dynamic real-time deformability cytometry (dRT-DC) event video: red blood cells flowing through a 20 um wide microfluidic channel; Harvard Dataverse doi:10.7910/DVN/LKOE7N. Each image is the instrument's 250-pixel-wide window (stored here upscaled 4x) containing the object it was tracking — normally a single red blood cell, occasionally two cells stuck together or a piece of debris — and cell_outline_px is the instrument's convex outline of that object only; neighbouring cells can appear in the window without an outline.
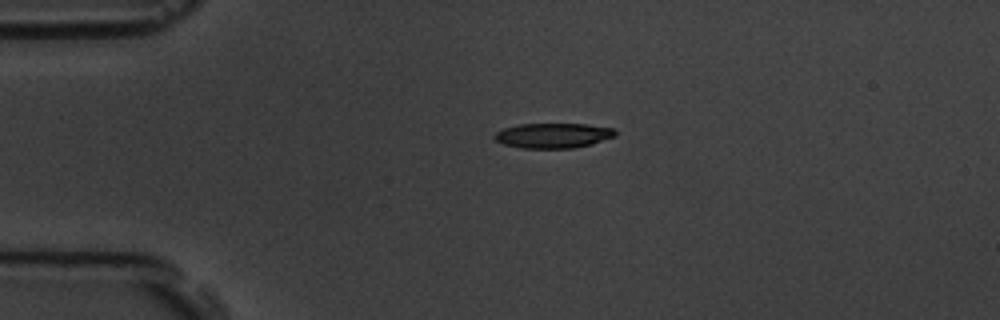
{"species": "common noctule bat (a hibernating species)", "species_latin": "Nyctalus noctula", "temperature_condition": "room temperature", "stored_images_in_passage": 4, "camera_frame_rate_fps": 3000, "um_per_image_px": 0.085, "animal": {"sex": "male", "body_mass_g": 19.5, "forearm_length_mm": 54.6}, "frame": {"image": 1, "passage_image": 3, "time_ms": 2.333, "image_size_px": [1000, 320], "cell_outline_px": [[616, 136], [592, 144], [572, 148], [520, 148], [504, 144], [496, 140], [492, 136], [496, 132], [504, 128], [520, 124], [588, 124], [612, 128], [616, 132]], "centroid_in_image_um": [47.01, 11.52], "position_along_channel_um": 38.0, "area_um2": 17.57}}